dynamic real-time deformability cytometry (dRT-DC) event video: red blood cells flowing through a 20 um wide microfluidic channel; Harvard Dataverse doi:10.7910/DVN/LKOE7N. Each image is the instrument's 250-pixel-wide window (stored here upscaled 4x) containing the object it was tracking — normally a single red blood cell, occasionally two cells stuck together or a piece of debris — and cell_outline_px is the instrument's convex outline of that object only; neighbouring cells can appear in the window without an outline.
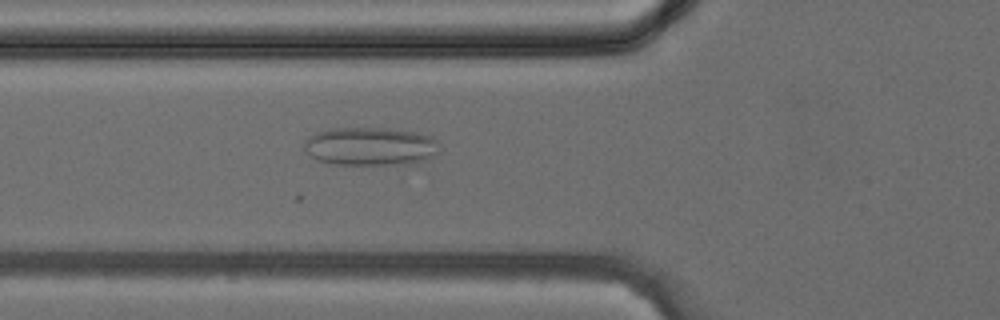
{"species": "common noctule bat (a hibernating species)", "species_latin": "Nyctalus noctula", "temperature_condition": "cold", "stored_images_in_passage": 11, "camera_frame_rate_fps": 3000, "um_per_image_px": 0.085, "animal": {"sex": "female", "body_mass_g": 24.6, "forearm_length_mm": 56.2}, "frame": {"image": 1, "passage_image": 3, "time_ms": 0.667, "image_size_px": [1000, 320], "cell_outline_px": [[440, 152], [428, 160], [400, 164], [332, 164], [316, 160], [304, 148], [304, 140], [308, 136], [316, 132], [332, 128], [384, 128], [416, 132], [432, 136], [440, 144]], "centroid_in_image_um": [31.51, 12.43], "position_along_channel_um": 94.3, "area_um2": 30.46}}